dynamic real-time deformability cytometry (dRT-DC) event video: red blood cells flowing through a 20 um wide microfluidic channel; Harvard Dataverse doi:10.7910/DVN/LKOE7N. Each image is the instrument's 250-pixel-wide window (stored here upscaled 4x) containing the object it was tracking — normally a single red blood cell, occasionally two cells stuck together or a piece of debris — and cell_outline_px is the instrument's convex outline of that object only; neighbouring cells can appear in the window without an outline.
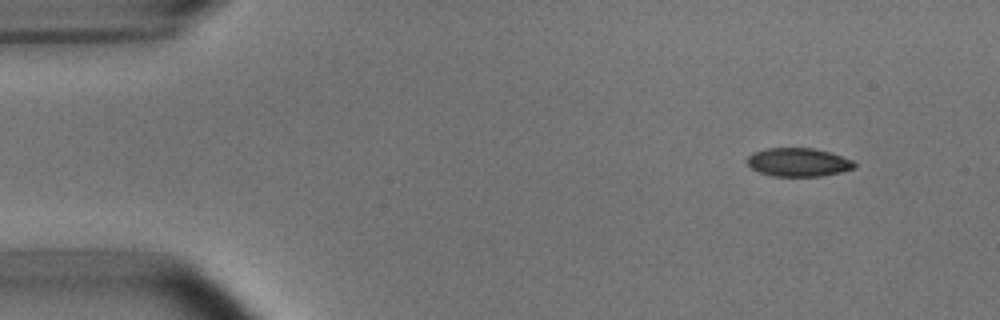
{"species": "common noctule bat (a hibernating species)", "species_latin": "Nyctalus noctula", "temperature_condition": "room temperature", "stored_images_in_passage": 48, "camera_frame_rate_fps": 3000, "um_per_image_px": 0.085, "animal": {"sex": "male", "body_mass_g": 15.6}, "frame": {"image": 1, "passage_image": 1, "time_ms": 0.0, "image_size_px": [1000, 320], "cell_outline_px": [[856, 168], [840, 172], [820, 176], [772, 176], [760, 172], [752, 168], [748, 164], [748, 156], [752, 152], [768, 148], [816, 148], [852, 160], [856, 164]], "centroid_in_image_um": [67.86, 13.79], "position_along_channel_um": 17.1, "area_um2": 17.69}}
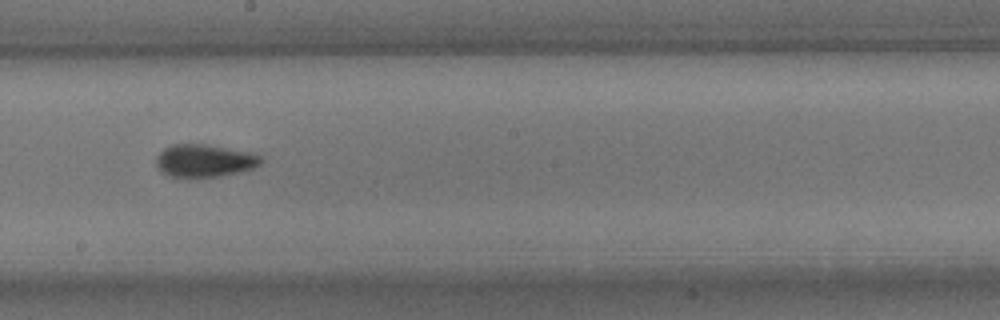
{"frame": {"image": 2, "passage_image": 25, "time_ms": 8.0, "image_size_px": [1000, 320], "cell_outline_px": [[264, 160], [260, 164], [252, 168], [240, 172], [220, 176], [168, 176], [160, 172], [156, 164], [156, 156], [164, 148], [172, 144], [204, 144], [248, 152], [260, 156]], "centroid_in_image_um": [17.35, 13.65], "position_along_channel_um": 230.9, "area_um2": 19.71}}
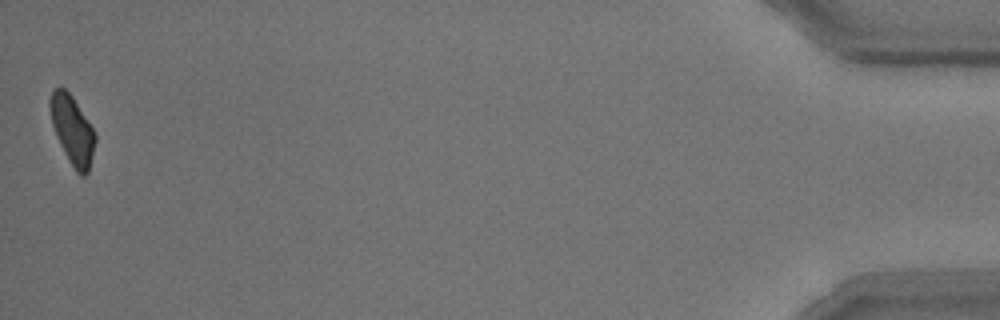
{"frame": {"image": 3, "passage_image": 48, "time_ms": 15.667, "image_size_px": [1000, 320], "cell_outline_px": [[96, 140], [88, 172], [84, 176], [80, 176], [76, 172], [68, 160], [56, 136], [52, 124], [48, 104], [48, 100], [52, 92], [56, 88], [64, 88], [72, 96], [92, 128], [96, 136]], "centroid_in_image_um": [6.13, 11.07], "position_along_channel_um": 429.1, "area_um2": 17.86}, "authors_computed_cell_mechanics": {"area_um2": 19.1896, "velocity_mm_per_s": 3.7947, "shape_relaxation_time_tau1_ms": 3.5943, "shape_relaxation_time_tau2_ms": 2.2089, "deformation_change_tau1": 0.1135, "deformation_change_tau2": 0.0606}}